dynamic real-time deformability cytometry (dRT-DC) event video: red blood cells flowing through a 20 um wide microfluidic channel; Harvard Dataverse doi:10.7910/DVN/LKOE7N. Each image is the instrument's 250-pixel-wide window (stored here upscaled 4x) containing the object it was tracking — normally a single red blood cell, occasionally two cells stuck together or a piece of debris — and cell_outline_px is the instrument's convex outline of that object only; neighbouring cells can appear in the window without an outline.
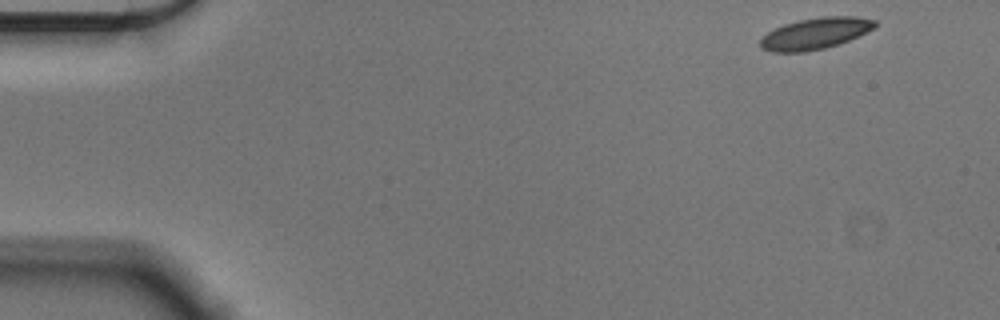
{"species": "Egyptian fruit bat (a non-hibernating species)", "species_latin": "Rousettus aegyptiacus", "temperature_condition": "cold", "stored_images_in_passage": 17, "camera_frame_rate_fps": 3000, "um_per_image_px": 0.085, "animal": {"sex": "male"}, "frame": {"image": 1, "passage_image": 1, "time_ms": 0.0, "image_size_px": [1000, 320], "cell_outline_px": [[876, 28], [848, 40], [824, 48], [804, 52], [772, 52], [760, 48], [760, 40], [768, 32], [784, 24], [800, 20], [820, 16], [856, 16], [876, 20]], "centroid_in_image_um": [69.31, 2.84], "position_along_channel_um": 15.7, "area_um2": 20.87}}
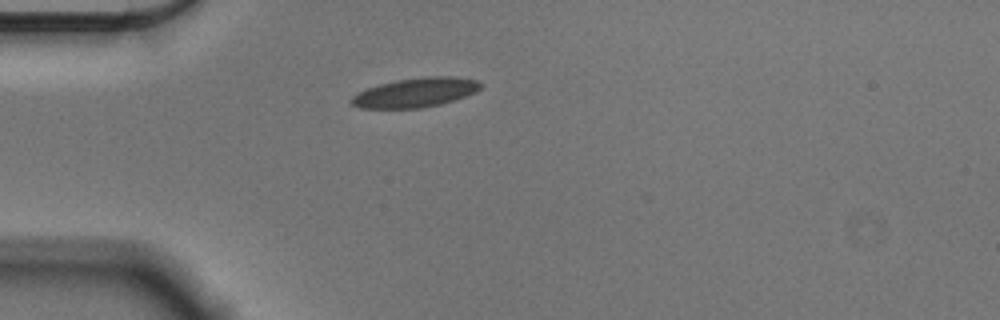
{"frame": {"image": 2, "passage_image": 12, "time_ms": 3.667, "image_size_px": [1000, 320], "cell_outline_px": [[484, 84], [476, 92], [440, 104], [420, 108], [360, 108], [352, 104], [348, 100], [356, 92], [380, 84], [396, 80], [428, 76], [452, 76], [480, 80]], "centroid_in_image_um": [35.32, 7.85], "position_along_channel_um": 49.7, "area_um2": 22.14}}
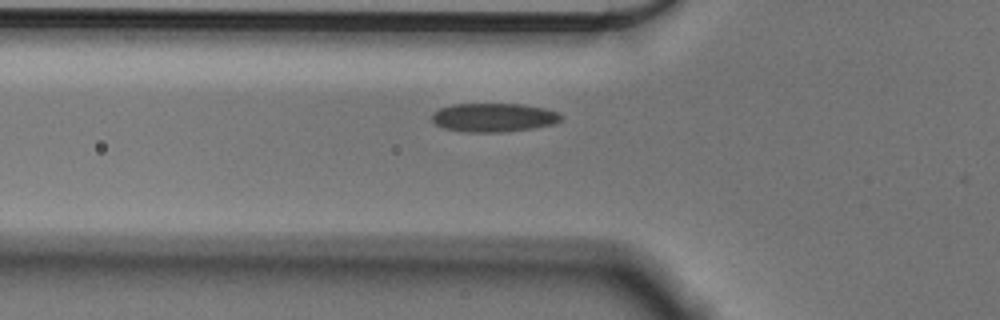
{"frame": {"image": 3, "passage_image": 16, "time_ms": 5.0, "image_size_px": [1000, 320], "cell_outline_px": [[560, 120], [556, 124], [532, 128], [500, 132], [464, 132], [444, 128], [436, 124], [432, 120], [432, 112], [440, 108], [452, 104], [524, 104], [544, 108], [556, 112], [560, 116]], "centroid_in_image_um": [41.93, 9.98], "position_along_channel_um": 83.9, "area_um2": 21.56}}